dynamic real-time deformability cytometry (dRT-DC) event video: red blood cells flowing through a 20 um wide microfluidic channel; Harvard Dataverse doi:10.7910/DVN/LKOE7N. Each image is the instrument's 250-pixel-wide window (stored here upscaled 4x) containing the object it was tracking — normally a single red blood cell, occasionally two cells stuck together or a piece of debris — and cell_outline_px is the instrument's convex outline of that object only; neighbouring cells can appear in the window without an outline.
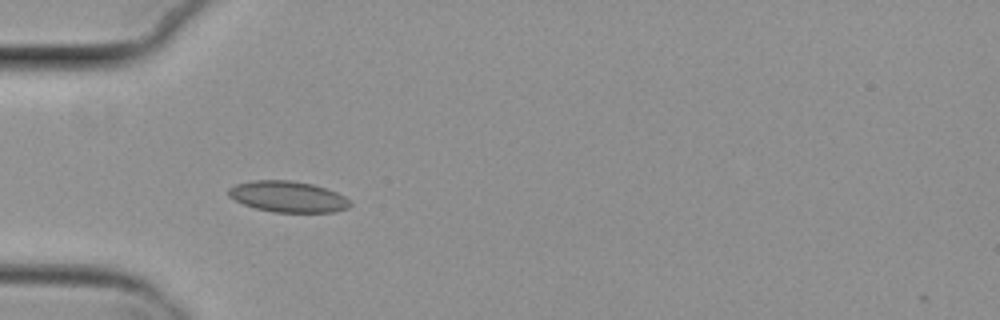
{"species": "common noctule bat (a hibernating species)", "species_latin": "Nyctalus noctula", "temperature_condition": "cold", "stored_images_in_passage": 31, "camera_frame_rate_fps": 3000, "um_per_image_px": 0.085, "animal": {"sex": "female", "body_mass_g": 29.2, "forearm_length_mm": 56.3}, "frame": {"image": 1, "passage_image": 1, "time_ms": 0.0, "image_size_px": [1000, 320], "cell_outline_px": [[352, 204], [348, 208], [336, 212], [272, 212], [256, 208], [244, 204], [228, 196], [228, 188], [236, 184], [252, 180], [292, 180], [312, 184], [336, 192], [344, 196]], "centroid_in_image_um": [24.47, 16.71], "position_along_channel_um": 60.5, "area_um2": 21.96}}
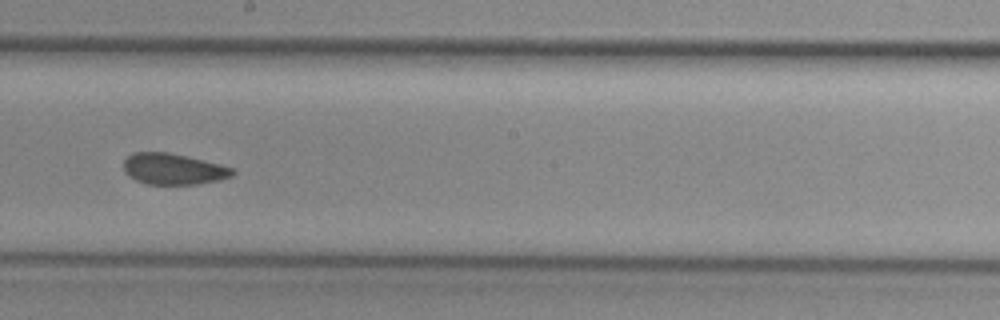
{"frame": {"image": 2, "passage_image": 15, "time_ms": 4.667, "image_size_px": [1000, 320], "cell_outline_px": [[236, 172], [232, 176], [220, 180], [200, 184], [148, 184], [136, 180], [128, 176], [124, 172], [124, 160], [132, 152], [168, 152], [188, 156], [220, 164], [232, 168]], "centroid_in_image_um": [14.74, 14.36], "position_along_channel_um": 233.5, "area_um2": 19.88}}
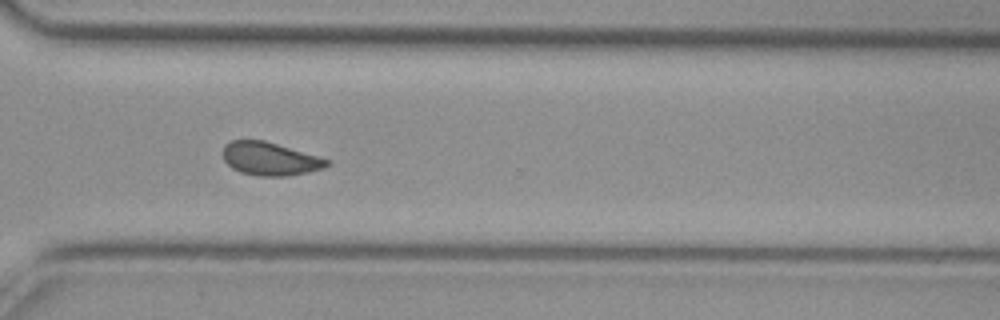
{"frame": {"image": 3, "passage_image": 24, "time_ms": 7.667, "image_size_px": [1000, 320], "cell_outline_px": [[332, 164], [324, 168], [308, 172], [288, 176], [260, 176], [240, 172], [232, 168], [224, 160], [220, 152], [224, 144], [232, 140], [264, 140], [320, 156], [332, 160]], "centroid_in_image_um": [22.96, 13.49], "position_along_channel_um": 347.6, "area_um2": 20.52}, "authors_computed_cell_mechanics": {"area_um2": 20.519, "velocity_mm_per_s": 3.8032, "shape_relaxation_time_tau1_ms": null, "shape_relaxation_time_tau2_ms": 1.9846, "deformation_change_tau1": null, "deformation_change_tau2": 0.0612}}